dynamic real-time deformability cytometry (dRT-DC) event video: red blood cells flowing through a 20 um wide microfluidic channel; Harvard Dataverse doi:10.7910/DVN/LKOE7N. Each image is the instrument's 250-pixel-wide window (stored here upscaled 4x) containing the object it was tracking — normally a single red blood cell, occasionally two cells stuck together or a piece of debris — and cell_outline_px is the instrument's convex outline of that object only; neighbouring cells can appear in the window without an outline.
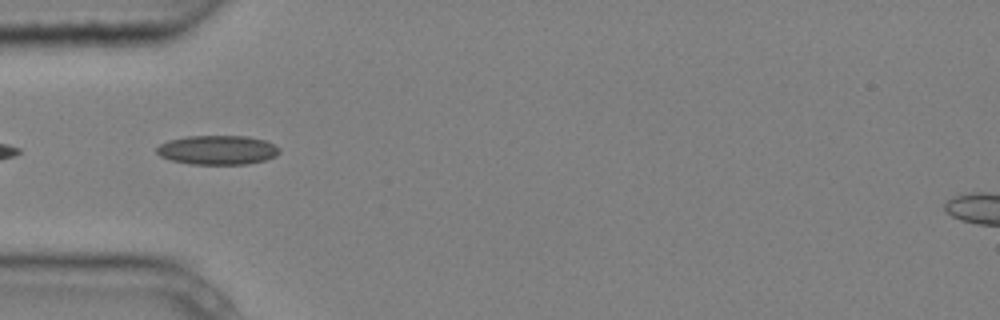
{"species": "common noctule bat (a hibernating species)", "species_latin": "Nyctalus noctula", "temperature_condition": "cold", "stored_images_in_passage": 2, "camera_frame_rate_fps": 3000, "um_per_image_px": 0.085, "animal": {"sex": "male", "body_mass_g": 20.4}, "frame": {"image": 1, "passage_image": 1, "time_ms": 0.0, "image_size_px": [1000, 320], "cell_outline_px": [[280, 152], [276, 156], [264, 160], [248, 164], [188, 164], [172, 160], [160, 156], [156, 152], [156, 148], [160, 144], [168, 140], [188, 136], [248, 136], [264, 140], [280, 148]], "centroid_in_image_um": [18.48, 12.75], "position_along_channel_um": 66.5, "area_um2": 20.92}}
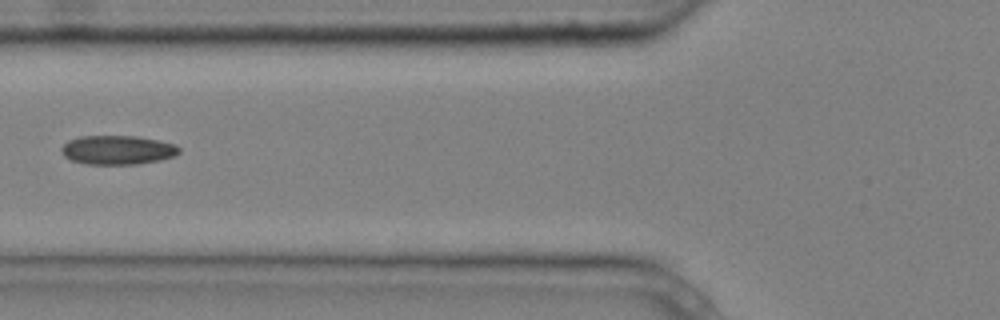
{"frame": {"image": 2, "passage_image": 2, "time_ms": 0.333, "image_size_px": [1000, 320], "cell_outline_px": [[180, 152], [176, 156], [160, 160], [136, 164], [88, 164], [72, 160], [64, 156], [60, 148], [68, 140], [80, 136], [136, 136], [176, 144], [180, 148]], "centroid_in_image_um": [10.01, 12.74], "position_along_channel_um": 115.8, "area_um2": 19.94}}